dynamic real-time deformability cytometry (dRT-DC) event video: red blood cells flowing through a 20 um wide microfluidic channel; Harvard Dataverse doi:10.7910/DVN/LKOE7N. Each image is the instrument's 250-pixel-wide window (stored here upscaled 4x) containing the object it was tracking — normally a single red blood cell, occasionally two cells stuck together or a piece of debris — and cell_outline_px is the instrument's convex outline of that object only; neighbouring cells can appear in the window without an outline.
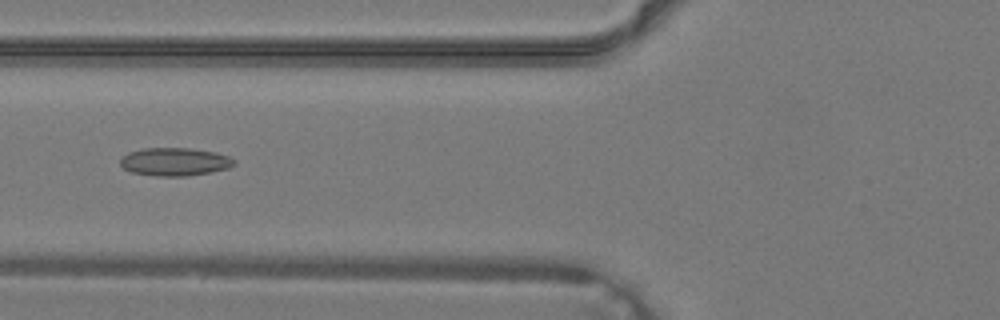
{"species": "common noctule bat (a hibernating species)", "species_latin": "Nyctalus noctula", "temperature_condition": "warm", "stored_images_in_passage": 26, "camera_frame_rate_fps": 3000, "um_per_image_px": 0.085, "animal": {"sex": "male", "body_mass_g": 19.2, "forearm_length_mm": 51.8}, "frame": {"image": 1, "passage_image": 3, "time_ms": 0.667, "image_size_px": [1000, 320], "cell_outline_px": [[236, 164], [228, 168], [188, 176], [160, 176], [132, 172], [124, 168], [120, 164], [120, 160], [128, 152], [144, 148], [188, 148], [216, 152], [228, 156], [236, 160]], "centroid_in_image_um": [14.87, 13.74], "position_along_channel_um": 110.9, "area_um2": 18.5}}
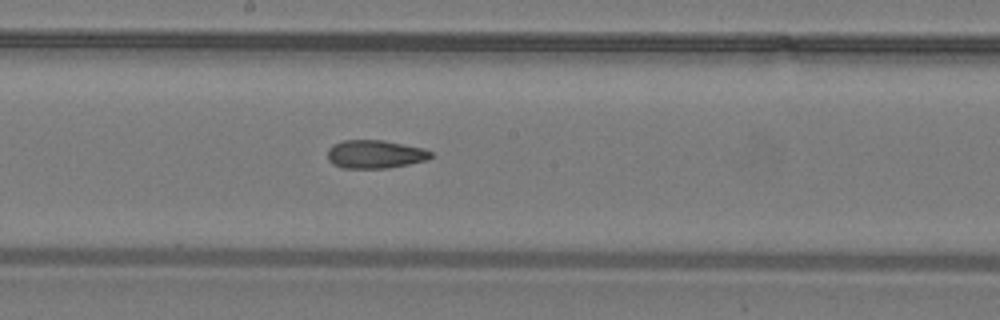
{"frame": {"image": 2, "passage_image": 9, "time_ms": 2.667, "image_size_px": [1000, 320], "cell_outline_px": [[432, 156], [428, 160], [388, 168], [344, 168], [332, 164], [328, 160], [328, 148], [332, 144], [344, 140], [384, 140], [424, 148], [432, 152]], "centroid_in_image_um": [31.88, 13.1], "position_along_channel_um": 216.3, "area_um2": 17.17}}
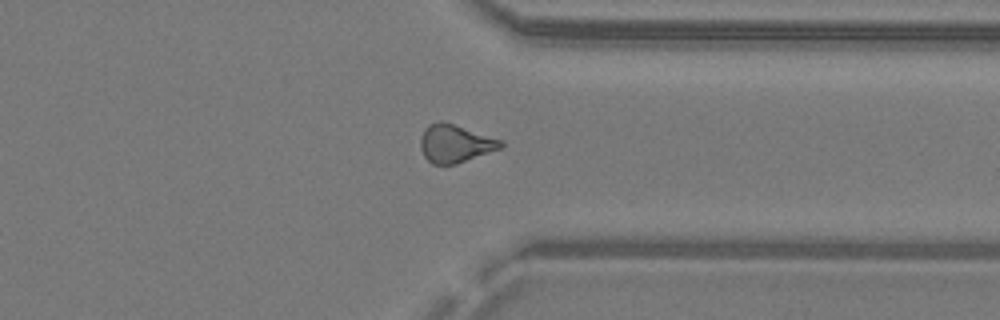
{"frame": {"image": 3, "passage_image": 18, "time_ms": 5.667, "image_size_px": [1000, 320], "cell_outline_px": [[504, 148], [456, 164], [432, 164], [424, 156], [420, 148], [420, 140], [424, 128], [428, 124], [440, 120], [504, 140]], "centroid_in_image_um": [38.71, 12.2], "position_along_channel_um": 372.7, "area_um2": 17.98}}